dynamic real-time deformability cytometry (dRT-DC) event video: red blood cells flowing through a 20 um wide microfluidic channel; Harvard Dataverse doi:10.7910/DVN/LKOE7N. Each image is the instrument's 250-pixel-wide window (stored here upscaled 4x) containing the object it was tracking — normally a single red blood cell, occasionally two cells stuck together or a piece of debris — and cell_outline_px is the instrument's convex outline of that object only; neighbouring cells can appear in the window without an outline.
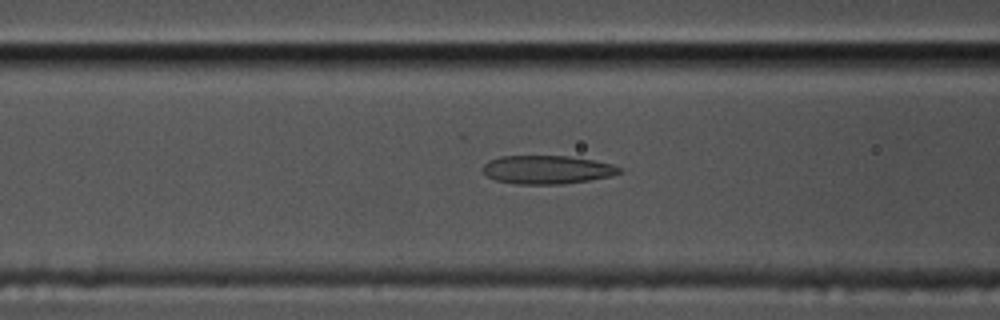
{"species": "common noctule bat (a hibernating species)", "species_latin": "Nyctalus noctula", "temperature_condition": "cold", "stored_images_in_passage": 53, "camera_frame_rate_fps": 3000, "um_per_image_px": 0.085, "animal": {"sex": "male", "body_mass_g": 17.5, "forearm_length_mm": 52.3}, "frame": {"image": 1, "passage_image": 18, "time_ms": 5.667, "image_size_px": [1000, 320], "cell_outline_px": [[620, 172], [612, 176], [588, 180], [560, 184], [516, 184], [496, 180], [488, 176], [480, 168], [488, 160], [500, 156], [568, 156], [592, 160], [612, 164], [620, 168]], "centroid_in_image_um": [46.45, 14.42], "position_along_channel_um": 120.1, "area_um2": 22.54}}
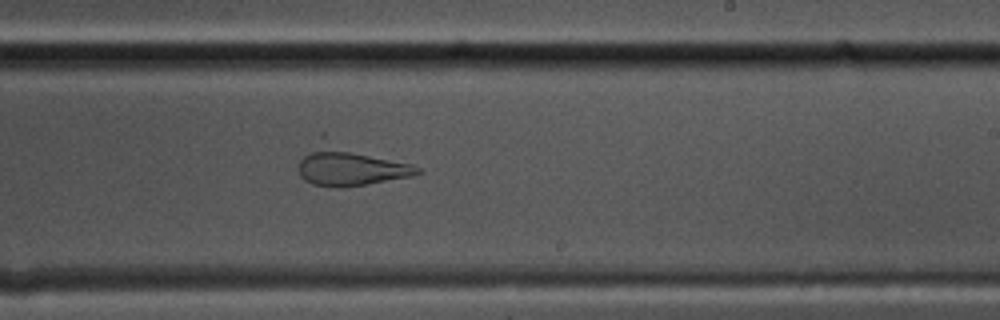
{"frame": {"image": 2, "passage_image": 30, "time_ms": 9.667, "image_size_px": [1000, 320], "cell_outline_px": [[424, 172], [412, 176], [340, 188], [336, 188], [312, 184], [304, 180], [300, 176], [300, 160], [320, 132], [324, 132], [412, 164], [420, 168]], "centroid_in_image_um": [29.71, 13.95], "position_along_channel_um": 259.3, "area_um2": 29.59}}
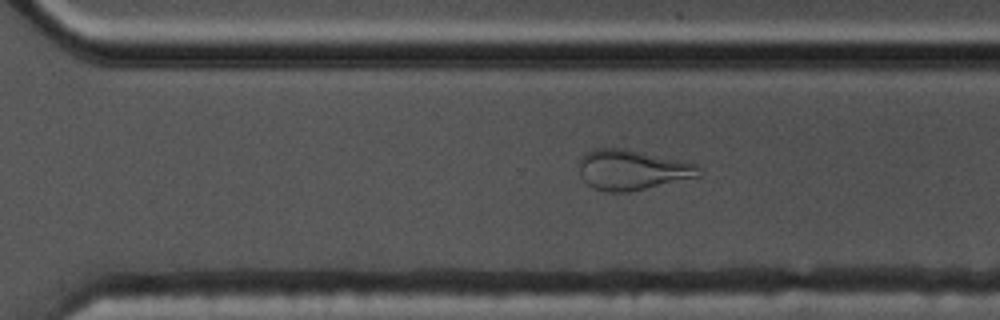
{"frame": {"image": 3, "passage_image": 35, "time_ms": 11.333, "image_size_px": [1000, 320], "cell_outline_px": [[700, 176], [628, 192], [608, 192], [592, 188], [584, 180], [580, 172], [580, 156], [584, 152], [592, 148], [620, 136], [696, 164], [700, 168]], "centroid_in_image_um": [53.72, 14.18], "position_along_channel_um": 316.9, "area_um2": 32.14}, "authors_computed_cell_mechanics": {"area_um2": 24.6806, "velocity_mm_per_s": 3.4736, "shape_relaxation_time_tau1_ms": null, "shape_relaxation_time_tau2_ms": 1.7679, "deformation_change_tau1": null, "deformation_change_tau2": 0.0993}}